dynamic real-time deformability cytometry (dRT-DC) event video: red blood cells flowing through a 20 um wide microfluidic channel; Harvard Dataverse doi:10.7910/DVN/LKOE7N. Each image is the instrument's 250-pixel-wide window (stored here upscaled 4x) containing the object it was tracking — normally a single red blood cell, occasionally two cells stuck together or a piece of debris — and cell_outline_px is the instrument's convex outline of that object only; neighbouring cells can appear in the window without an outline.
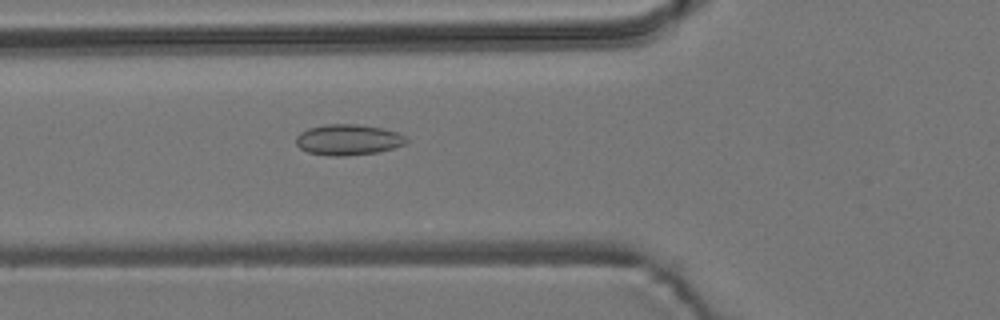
{"species": "common noctule bat (a hibernating species)", "species_latin": "Nyctalus noctula", "temperature_condition": "room temperature", "stored_images_in_passage": 3, "camera_frame_rate_fps": 3000, "um_per_image_px": 0.085, "animal": {"sex": "male", "body_mass_g": 19.2, "forearm_length_mm": 51.8}, "frame": {"image": 1, "passage_image": 3, "time_ms": 3.333, "image_size_px": [1000, 320], "cell_outline_px": [[408, 140], [404, 144], [392, 148], [376, 152], [344, 156], [332, 156], [308, 152], [300, 148], [296, 144], [296, 136], [300, 132], [308, 128], [324, 124], [356, 124], [380, 128], [396, 132], [404, 136]], "centroid_in_image_um": [29.54, 11.87], "position_along_channel_um": 96.3, "area_um2": 19.59}}